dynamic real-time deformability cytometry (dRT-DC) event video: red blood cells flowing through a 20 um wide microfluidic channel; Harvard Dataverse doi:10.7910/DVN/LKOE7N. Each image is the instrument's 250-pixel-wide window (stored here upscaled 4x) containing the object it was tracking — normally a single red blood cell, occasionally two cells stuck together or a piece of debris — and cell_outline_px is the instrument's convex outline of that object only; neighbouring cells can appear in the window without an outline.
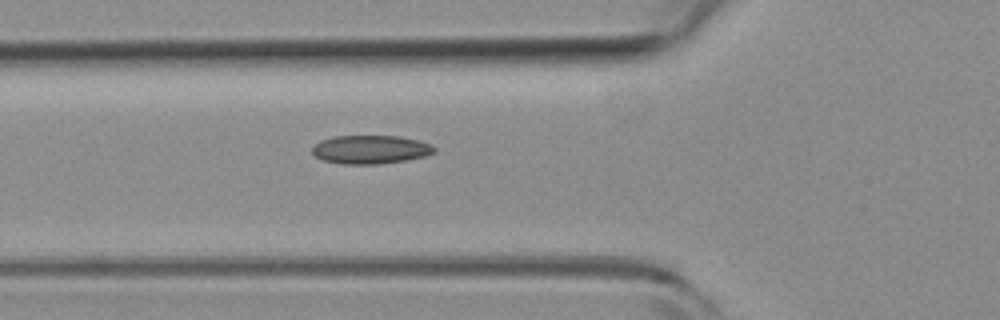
{"species": "common noctule bat (a hibernating species)", "species_latin": "Nyctalus noctula", "temperature_condition": "room temperature", "stored_images_in_passage": 5, "camera_frame_rate_fps": 3000, "um_per_image_px": 0.085, "animal": {"sex": "female", "body_mass_g": 19.3, "forearm_length_mm": 54.1}, "frame": {"image": 1, "passage_image": 5, "time_ms": 1.333, "image_size_px": [1000, 320], "cell_outline_px": [[436, 152], [424, 156], [404, 160], [380, 164], [340, 164], [324, 160], [316, 156], [312, 152], [312, 148], [320, 140], [332, 136], [400, 136], [420, 140], [432, 144], [436, 148]], "centroid_in_image_um": [31.52, 12.7], "position_along_channel_um": 94.3, "area_um2": 20.4}}